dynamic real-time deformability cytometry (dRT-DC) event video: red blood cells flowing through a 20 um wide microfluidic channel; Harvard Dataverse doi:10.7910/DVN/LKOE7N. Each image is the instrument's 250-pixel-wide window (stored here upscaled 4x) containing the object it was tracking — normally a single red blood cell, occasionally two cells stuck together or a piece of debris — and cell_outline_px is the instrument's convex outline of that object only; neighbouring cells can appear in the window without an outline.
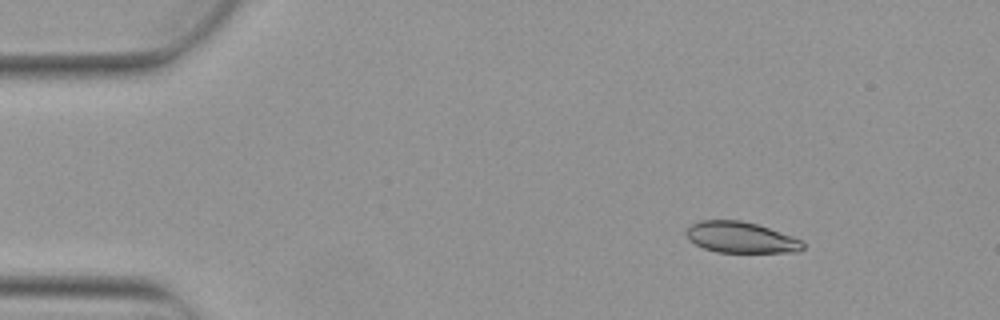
{"species": "Egyptian fruit bat (a non-hibernating species)", "species_latin": "Rousettus aegyptiacus", "temperature_condition": "warm", "stored_images_in_passage": 4, "camera_frame_rate_fps": 3000, "um_per_image_px": 0.085, "animal": {"sex": "female"}, "frame": {"image": 1, "passage_image": 2, "time_ms": 0.333, "image_size_px": [1000, 320], "cell_outline_px": [[804, 248], [800, 252], [716, 252], [704, 248], [688, 240], [684, 232], [692, 224], [700, 220], [740, 220], [756, 224], [792, 236], [800, 240], [804, 244]], "centroid_in_image_um": [62.95, 20.18], "position_along_channel_um": 22.1, "area_um2": 21.04}}